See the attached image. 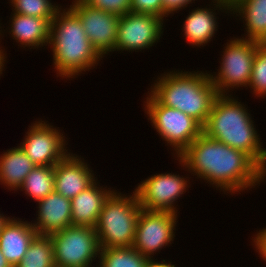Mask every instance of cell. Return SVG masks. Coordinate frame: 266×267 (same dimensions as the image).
Segmentation results:
<instances>
[{"label":"cell","instance_id":"6da1fadb","mask_svg":"<svg viewBox=\"0 0 266 267\" xmlns=\"http://www.w3.org/2000/svg\"><path fill=\"white\" fill-rule=\"evenodd\" d=\"M176 158L185 171L226 195L241 194L266 179V173L247 154L204 133Z\"/></svg>","mask_w":266,"mask_h":267},{"label":"cell","instance_id":"7a4b0ae2","mask_svg":"<svg viewBox=\"0 0 266 267\" xmlns=\"http://www.w3.org/2000/svg\"><path fill=\"white\" fill-rule=\"evenodd\" d=\"M248 110L231 93L218 95L203 125V133L244 152L266 173V149Z\"/></svg>","mask_w":266,"mask_h":267},{"label":"cell","instance_id":"3957f363","mask_svg":"<svg viewBox=\"0 0 266 267\" xmlns=\"http://www.w3.org/2000/svg\"><path fill=\"white\" fill-rule=\"evenodd\" d=\"M48 47L53 51L56 75L63 79H74L95 68L102 60L88 40L78 15L62 5L51 22Z\"/></svg>","mask_w":266,"mask_h":267},{"label":"cell","instance_id":"277c9868","mask_svg":"<svg viewBox=\"0 0 266 267\" xmlns=\"http://www.w3.org/2000/svg\"><path fill=\"white\" fill-rule=\"evenodd\" d=\"M209 73L185 70L164 72L157 76L148 92L160 104L180 110L203 126L218 96Z\"/></svg>","mask_w":266,"mask_h":267},{"label":"cell","instance_id":"5b68a950","mask_svg":"<svg viewBox=\"0 0 266 267\" xmlns=\"http://www.w3.org/2000/svg\"><path fill=\"white\" fill-rule=\"evenodd\" d=\"M115 190L103 205L95 226L100 248L132 247L142 209L137 194Z\"/></svg>","mask_w":266,"mask_h":267},{"label":"cell","instance_id":"8992f818","mask_svg":"<svg viewBox=\"0 0 266 267\" xmlns=\"http://www.w3.org/2000/svg\"><path fill=\"white\" fill-rule=\"evenodd\" d=\"M143 105L151 125L170 145L176 157L203 133V126L197 120L180 110L160 104L149 92Z\"/></svg>","mask_w":266,"mask_h":267},{"label":"cell","instance_id":"52a82bcc","mask_svg":"<svg viewBox=\"0 0 266 267\" xmlns=\"http://www.w3.org/2000/svg\"><path fill=\"white\" fill-rule=\"evenodd\" d=\"M223 48L218 72L209 74L218 95H229L234 88L248 89L259 42L238 36L228 40Z\"/></svg>","mask_w":266,"mask_h":267},{"label":"cell","instance_id":"ba28073f","mask_svg":"<svg viewBox=\"0 0 266 267\" xmlns=\"http://www.w3.org/2000/svg\"><path fill=\"white\" fill-rule=\"evenodd\" d=\"M50 236L55 267H94L101 249L95 228L71 225Z\"/></svg>","mask_w":266,"mask_h":267},{"label":"cell","instance_id":"9c48e42d","mask_svg":"<svg viewBox=\"0 0 266 267\" xmlns=\"http://www.w3.org/2000/svg\"><path fill=\"white\" fill-rule=\"evenodd\" d=\"M177 216L178 214L167 211L141 209L132 247L146 258H153L154 253H159L173 243Z\"/></svg>","mask_w":266,"mask_h":267},{"label":"cell","instance_id":"30bf717a","mask_svg":"<svg viewBox=\"0 0 266 267\" xmlns=\"http://www.w3.org/2000/svg\"><path fill=\"white\" fill-rule=\"evenodd\" d=\"M188 178L189 174L188 177H181L179 174H172V172L156 173L141 181L140 184L138 183L134 191L142 209L178 214V205L175 206V203L191 185Z\"/></svg>","mask_w":266,"mask_h":267},{"label":"cell","instance_id":"8fae6325","mask_svg":"<svg viewBox=\"0 0 266 267\" xmlns=\"http://www.w3.org/2000/svg\"><path fill=\"white\" fill-rule=\"evenodd\" d=\"M47 122L34 121L20 142L21 149L36 166H54L70 153L64 132Z\"/></svg>","mask_w":266,"mask_h":267},{"label":"cell","instance_id":"7c38bea8","mask_svg":"<svg viewBox=\"0 0 266 267\" xmlns=\"http://www.w3.org/2000/svg\"><path fill=\"white\" fill-rule=\"evenodd\" d=\"M164 19L153 14L133 13L120 16L114 52L150 49L162 38Z\"/></svg>","mask_w":266,"mask_h":267},{"label":"cell","instance_id":"4fadbf2b","mask_svg":"<svg viewBox=\"0 0 266 267\" xmlns=\"http://www.w3.org/2000/svg\"><path fill=\"white\" fill-rule=\"evenodd\" d=\"M79 17L92 47L103 58L114 52L120 16L93 8L83 0L68 5Z\"/></svg>","mask_w":266,"mask_h":267},{"label":"cell","instance_id":"5bb4252c","mask_svg":"<svg viewBox=\"0 0 266 267\" xmlns=\"http://www.w3.org/2000/svg\"><path fill=\"white\" fill-rule=\"evenodd\" d=\"M92 172L84 158L70 152L54 165V191L71 200L97 180Z\"/></svg>","mask_w":266,"mask_h":267},{"label":"cell","instance_id":"9a60e30c","mask_svg":"<svg viewBox=\"0 0 266 267\" xmlns=\"http://www.w3.org/2000/svg\"><path fill=\"white\" fill-rule=\"evenodd\" d=\"M37 204V219L31 225L38 234L51 235L72 225L70 199L53 191Z\"/></svg>","mask_w":266,"mask_h":267},{"label":"cell","instance_id":"2e32d148","mask_svg":"<svg viewBox=\"0 0 266 267\" xmlns=\"http://www.w3.org/2000/svg\"><path fill=\"white\" fill-rule=\"evenodd\" d=\"M210 3L212 4H209V8L207 6L204 8L197 7L191 10V12L189 11V14L185 17L186 20L183 22L184 24H182L183 37L185 36L187 43L193 47L206 46L205 44L214 38L219 24L217 22L216 10L218 13L219 11L228 15L230 13V9L226 5L216 2Z\"/></svg>","mask_w":266,"mask_h":267},{"label":"cell","instance_id":"e0dca14e","mask_svg":"<svg viewBox=\"0 0 266 267\" xmlns=\"http://www.w3.org/2000/svg\"><path fill=\"white\" fill-rule=\"evenodd\" d=\"M38 233L31 222L9 217L0 230V249L6 260L17 265L27 252V248Z\"/></svg>","mask_w":266,"mask_h":267},{"label":"cell","instance_id":"ac0fdd59","mask_svg":"<svg viewBox=\"0 0 266 267\" xmlns=\"http://www.w3.org/2000/svg\"><path fill=\"white\" fill-rule=\"evenodd\" d=\"M97 181L71 199L72 225L95 228L104 203L115 191Z\"/></svg>","mask_w":266,"mask_h":267},{"label":"cell","instance_id":"d6986e66","mask_svg":"<svg viewBox=\"0 0 266 267\" xmlns=\"http://www.w3.org/2000/svg\"><path fill=\"white\" fill-rule=\"evenodd\" d=\"M11 14V27L6 32L11 34L12 39L18 42L20 47L39 49L49 44L51 23L48 20L13 12Z\"/></svg>","mask_w":266,"mask_h":267},{"label":"cell","instance_id":"ffe728a7","mask_svg":"<svg viewBox=\"0 0 266 267\" xmlns=\"http://www.w3.org/2000/svg\"><path fill=\"white\" fill-rule=\"evenodd\" d=\"M35 166L20 146L7 149L0 155L1 185L17 192Z\"/></svg>","mask_w":266,"mask_h":267},{"label":"cell","instance_id":"44dd1931","mask_svg":"<svg viewBox=\"0 0 266 267\" xmlns=\"http://www.w3.org/2000/svg\"><path fill=\"white\" fill-rule=\"evenodd\" d=\"M239 17L245 24L242 38L260 41L266 34V0H238L230 9V15Z\"/></svg>","mask_w":266,"mask_h":267},{"label":"cell","instance_id":"7402d4cb","mask_svg":"<svg viewBox=\"0 0 266 267\" xmlns=\"http://www.w3.org/2000/svg\"><path fill=\"white\" fill-rule=\"evenodd\" d=\"M19 189L34 202L44 199L54 191V166H35Z\"/></svg>","mask_w":266,"mask_h":267},{"label":"cell","instance_id":"603a6c76","mask_svg":"<svg viewBox=\"0 0 266 267\" xmlns=\"http://www.w3.org/2000/svg\"><path fill=\"white\" fill-rule=\"evenodd\" d=\"M15 267H55L51 236L37 234Z\"/></svg>","mask_w":266,"mask_h":267},{"label":"cell","instance_id":"cb8c5ba5","mask_svg":"<svg viewBox=\"0 0 266 267\" xmlns=\"http://www.w3.org/2000/svg\"><path fill=\"white\" fill-rule=\"evenodd\" d=\"M97 267H144L147 258L134 247L101 248Z\"/></svg>","mask_w":266,"mask_h":267},{"label":"cell","instance_id":"d4e9b609","mask_svg":"<svg viewBox=\"0 0 266 267\" xmlns=\"http://www.w3.org/2000/svg\"><path fill=\"white\" fill-rule=\"evenodd\" d=\"M52 0H9L12 5V12L26 16L39 17L48 20L50 23L56 12L61 7L52 3ZM14 9V10H13Z\"/></svg>","mask_w":266,"mask_h":267},{"label":"cell","instance_id":"484cf974","mask_svg":"<svg viewBox=\"0 0 266 267\" xmlns=\"http://www.w3.org/2000/svg\"><path fill=\"white\" fill-rule=\"evenodd\" d=\"M254 97L266 96V50L259 48L256 51L253 61L252 73L248 84Z\"/></svg>","mask_w":266,"mask_h":267},{"label":"cell","instance_id":"4316f807","mask_svg":"<svg viewBox=\"0 0 266 267\" xmlns=\"http://www.w3.org/2000/svg\"><path fill=\"white\" fill-rule=\"evenodd\" d=\"M89 6L118 16L131 12V0H83Z\"/></svg>","mask_w":266,"mask_h":267},{"label":"cell","instance_id":"83f0119b","mask_svg":"<svg viewBox=\"0 0 266 267\" xmlns=\"http://www.w3.org/2000/svg\"><path fill=\"white\" fill-rule=\"evenodd\" d=\"M131 12L153 14L163 18L162 0H131Z\"/></svg>","mask_w":266,"mask_h":267},{"label":"cell","instance_id":"f1b7e54d","mask_svg":"<svg viewBox=\"0 0 266 267\" xmlns=\"http://www.w3.org/2000/svg\"><path fill=\"white\" fill-rule=\"evenodd\" d=\"M194 2L195 0H162L163 19H165L164 17H168L169 15H174V13H176L178 10L180 11L181 9L187 8L188 4H192Z\"/></svg>","mask_w":266,"mask_h":267},{"label":"cell","instance_id":"f546056e","mask_svg":"<svg viewBox=\"0 0 266 267\" xmlns=\"http://www.w3.org/2000/svg\"><path fill=\"white\" fill-rule=\"evenodd\" d=\"M251 243L254 245L259 256L266 262V228L259 230L253 235Z\"/></svg>","mask_w":266,"mask_h":267},{"label":"cell","instance_id":"4dcf8cb0","mask_svg":"<svg viewBox=\"0 0 266 267\" xmlns=\"http://www.w3.org/2000/svg\"><path fill=\"white\" fill-rule=\"evenodd\" d=\"M156 260V261H155ZM154 260L153 258H147L146 264L144 267H176L175 264H172L171 261H166V259L162 261H157V258Z\"/></svg>","mask_w":266,"mask_h":267},{"label":"cell","instance_id":"1f68e13d","mask_svg":"<svg viewBox=\"0 0 266 267\" xmlns=\"http://www.w3.org/2000/svg\"><path fill=\"white\" fill-rule=\"evenodd\" d=\"M0 24H2V23H0ZM0 36L2 37L3 36V34H4V32H3V30H2V26L0 25ZM3 33V34H2ZM2 45H0V76H1V74H3V70H4V65H6V63L5 62H7L6 61V58H7V55H6V52H5V49H2L3 47H1ZM5 52V53H4Z\"/></svg>","mask_w":266,"mask_h":267},{"label":"cell","instance_id":"d6a6232c","mask_svg":"<svg viewBox=\"0 0 266 267\" xmlns=\"http://www.w3.org/2000/svg\"><path fill=\"white\" fill-rule=\"evenodd\" d=\"M212 2L221 3L231 9L238 0H211Z\"/></svg>","mask_w":266,"mask_h":267},{"label":"cell","instance_id":"836d02e7","mask_svg":"<svg viewBox=\"0 0 266 267\" xmlns=\"http://www.w3.org/2000/svg\"><path fill=\"white\" fill-rule=\"evenodd\" d=\"M0 267H13V266L6 260V257L1 253V249H0Z\"/></svg>","mask_w":266,"mask_h":267},{"label":"cell","instance_id":"e575fe53","mask_svg":"<svg viewBox=\"0 0 266 267\" xmlns=\"http://www.w3.org/2000/svg\"><path fill=\"white\" fill-rule=\"evenodd\" d=\"M9 218V216L7 217L6 215H4L3 213H0V230L2 228V225L5 223V221Z\"/></svg>","mask_w":266,"mask_h":267},{"label":"cell","instance_id":"d590c367","mask_svg":"<svg viewBox=\"0 0 266 267\" xmlns=\"http://www.w3.org/2000/svg\"><path fill=\"white\" fill-rule=\"evenodd\" d=\"M260 47H266V34L265 36L259 41Z\"/></svg>","mask_w":266,"mask_h":267}]
</instances>
